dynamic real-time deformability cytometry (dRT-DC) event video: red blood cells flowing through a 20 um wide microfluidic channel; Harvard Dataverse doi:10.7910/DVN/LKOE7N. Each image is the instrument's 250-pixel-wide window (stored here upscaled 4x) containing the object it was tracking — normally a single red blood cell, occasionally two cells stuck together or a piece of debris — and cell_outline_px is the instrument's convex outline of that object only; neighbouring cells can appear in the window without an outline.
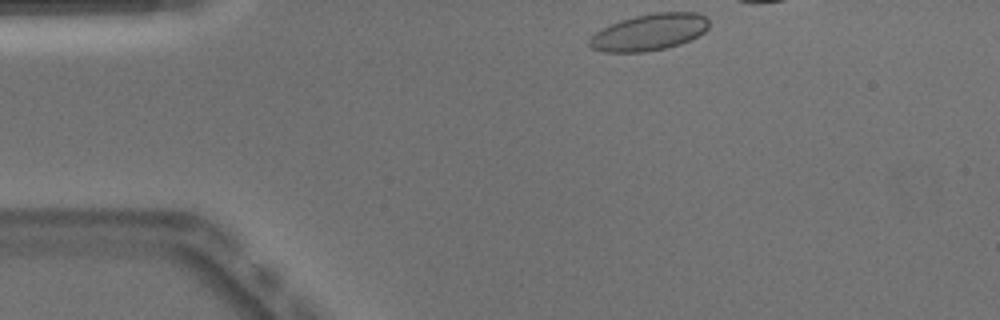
{"species": "Egyptian fruit bat (a non-hibernating species)", "species_latin": "Rousettus aegyptiacus", "temperature_condition": "warm", "stored_images_in_passage": 14, "camera_frame_rate_fps": 3000, "um_per_image_px": 0.085, "animal": {"sex": "male"}, "frame": {"image": 1, "passage_image": 1, "time_ms": 0.0, "image_size_px": [1000, 320], "cell_outline_px": [[708, 28], [704, 32], [680, 44], [664, 48], [644, 52], [604, 52], [592, 48], [588, 44], [588, 40], [596, 32], [620, 20], [636, 16], [656, 12], [696, 12], [704, 16], [708, 20]], "centroid_in_image_um": [55.18, 2.73], "position_along_channel_um": 29.8, "area_um2": 25.2}}